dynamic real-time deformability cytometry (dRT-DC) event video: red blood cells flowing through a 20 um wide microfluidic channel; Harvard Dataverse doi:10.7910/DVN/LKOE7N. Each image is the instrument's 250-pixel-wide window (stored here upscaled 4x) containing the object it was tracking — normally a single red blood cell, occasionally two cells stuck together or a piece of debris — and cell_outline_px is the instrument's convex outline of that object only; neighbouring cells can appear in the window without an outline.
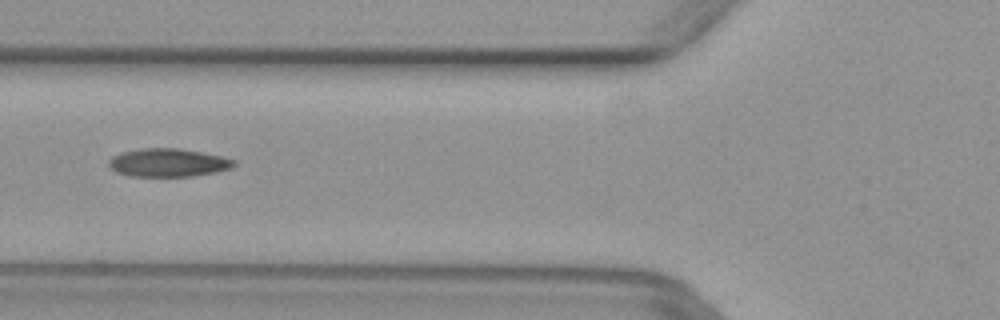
{"species": "common noctule bat (a hibernating species)", "species_latin": "Nyctalus noctula", "temperature_condition": "warm", "stored_images_in_passage": 49, "camera_frame_rate_fps": 3000, "um_per_image_px": 0.085, "animal": {"sex": "female", "body_mass_g": 29.2, "forearm_length_mm": 56.3}, "frame": {"image": 1, "passage_image": 18, "time_ms": 5.667, "image_size_px": [1000, 320], "cell_outline_px": [[236, 164], [232, 168], [216, 172], [192, 176], [128, 176], [116, 172], [108, 168], [108, 160], [112, 156], [120, 152], [140, 148], [180, 148], [224, 156], [236, 160]], "centroid_in_image_um": [14.28, 13.82], "position_along_channel_um": 111.5, "area_um2": 20.98}}
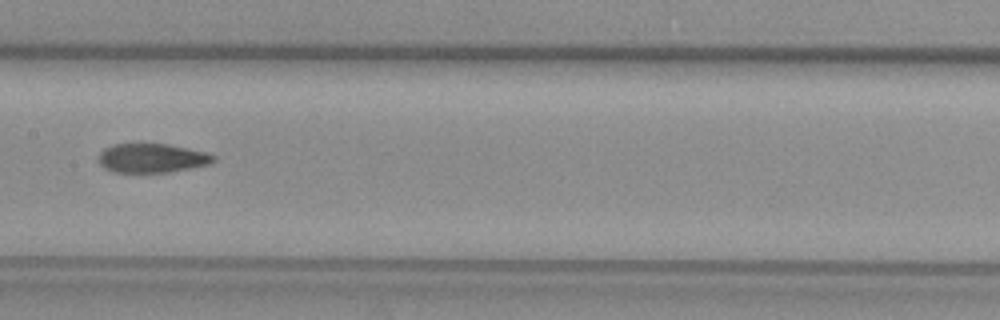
{"frame": {"image": 2, "passage_image": 24, "time_ms": 7.667, "image_size_px": [1000, 320], "cell_outline_px": [[216, 160], [212, 164], [192, 168], [168, 172], [116, 172], [104, 168], [100, 164], [100, 152], [104, 148], [112, 144], [168, 144], [208, 152], [216, 156]], "centroid_in_image_um": [12.98, 13.43], "position_along_channel_um": 194.4, "area_um2": 19.59}}
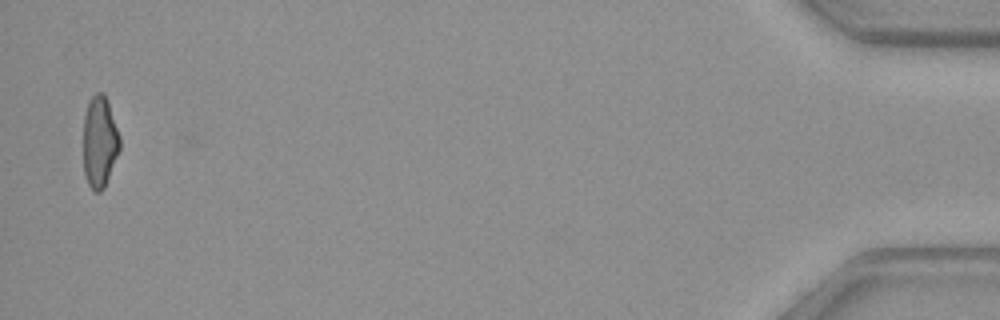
{"frame": {"image": 3, "passage_image": 48, "time_ms": 15.667, "image_size_px": [1000, 320], "cell_outline_px": [[120, 148], [104, 188], [100, 192], [92, 192], [84, 176], [84, 116], [88, 100], [96, 92], [104, 92], [120, 136]], "centroid_in_image_um": [8.46, 12.06], "position_along_channel_um": 426.7, "area_um2": 19.48}}